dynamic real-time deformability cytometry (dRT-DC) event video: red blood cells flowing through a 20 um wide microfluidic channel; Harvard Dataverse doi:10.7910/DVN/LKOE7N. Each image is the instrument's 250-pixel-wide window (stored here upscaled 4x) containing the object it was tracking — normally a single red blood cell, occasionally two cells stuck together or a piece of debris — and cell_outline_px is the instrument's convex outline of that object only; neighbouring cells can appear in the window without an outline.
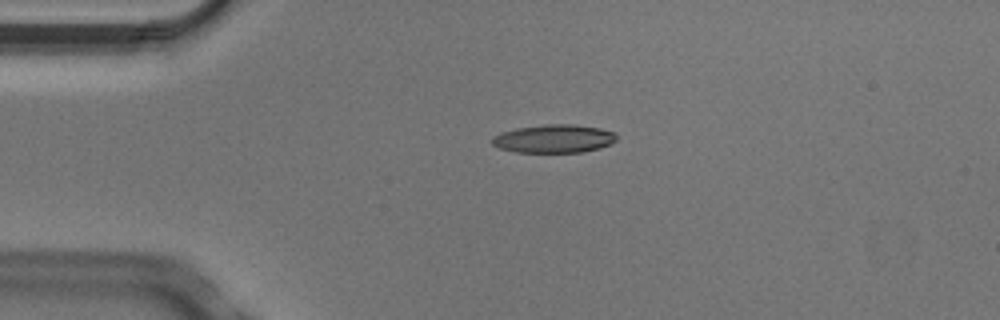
{"species": "Egyptian fruit bat (a non-hibernating species)", "species_latin": "Rousettus aegyptiacus", "temperature_condition": "cold", "stored_images_in_passage": 4, "camera_frame_rate_fps": 3000, "um_per_image_px": 0.085, "animal": {"sex": "male"}, "frame": {"image": 1, "passage_image": 3, "time_ms": 0.667, "image_size_px": [1000, 320], "cell_outline_px": [[616, 140], [600, 148], [580, 152], [516, 152], [500, 148], [492, 144], [492, 136], [500, 132], [516, 128], [544, 124], [572, 124], [600, 128], [616, 132]], "centroid_in_image_um": [47.06, 11.78], "position_along_channel_um": 37.9, "area_um2": 20.52}}